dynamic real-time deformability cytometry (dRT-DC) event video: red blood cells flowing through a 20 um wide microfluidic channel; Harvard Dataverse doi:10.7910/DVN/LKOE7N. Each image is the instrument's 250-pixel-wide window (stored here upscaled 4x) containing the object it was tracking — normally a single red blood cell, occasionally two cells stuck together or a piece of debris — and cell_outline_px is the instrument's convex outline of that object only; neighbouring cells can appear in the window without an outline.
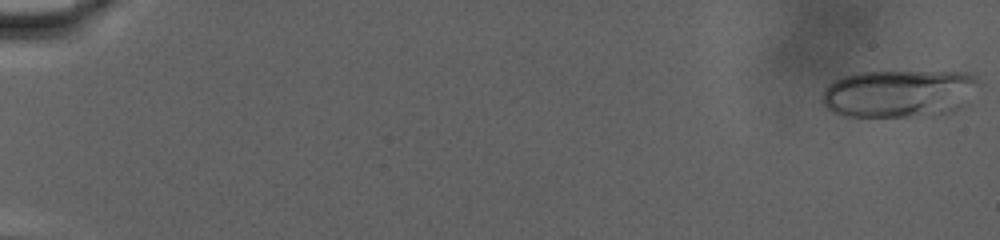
{"species": "human", "species_latin": "Homo sapiens", "temperature_condition": "warm", "stored_images_in_passage": 74, "camera_frame_rate_fps": 3000, "um_per_image_px": 0.085, "donor": {"sex": "male"}, "frame": {"image": 1, "passage_image": 1, "time_ms": 0.0, "image_size_px": [1000, 240], "cell_outline_px": [[976, 80], [964, 104], [960, 108], [952, 112], [908, 116], [844, 116], [832, 112], [820, 104], [824, 88], [828, 84], [844, 76], [860, 72], [964, 72], [976, 76]], "centroid_in_image_um": [76.3, 7.95], "position_along_channel_um": 8.7, "area_um2": 42.95}}
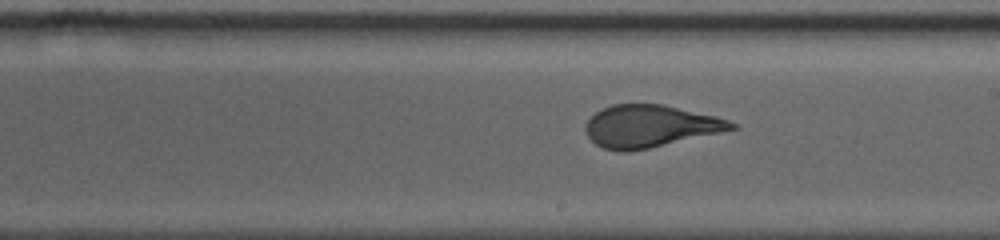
{"frame": {"image": 2, "passage_image": 45, "time_ms": 14.667, "image_size_px": [1000, 240], "cell_outline_px": [[740, 128], [648, 148], [624, 152], [620, 152], [604, 148], [596, 144], [588, 136], [584, 128], [588, 120], [596, 112], [612, 104], [660, 104], [716, 116], [728, 120], [736, 124]], "centroid_in_image_um": [55.25, 10.73], "position_along_channel_um": 233.7, "area_um2": 35.55}}
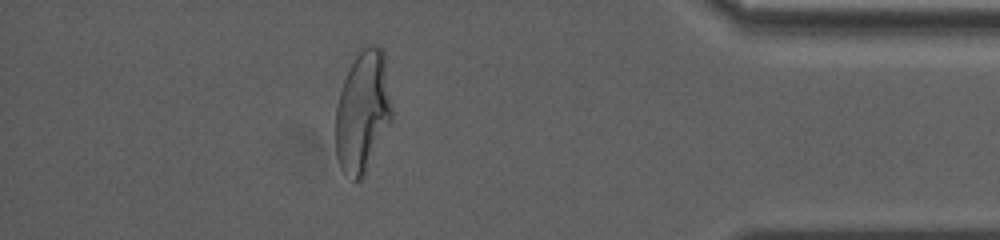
{"frame": {"image": 3, "passage_image": 66, "time_ms": 21.667, "image_size_px": [1000, 240], "cell_outline_px": [[392, 120], [364, 176], [360, 180], [352, 180], [340, 168], [336, 156], [336, 108], [340, 92], [344, 80], [356, 56], [368, 44], [376, 44], [384, 52], [392, 108]], "centroid_in_image_um": [30.84, 9.53], "position_along_channel_um": 404.4, "area_um2": 39.71}, "authors_computed_cell_mechanics": {"area_um2": 38.437, "velocity_mm_per_s": 2.8933, "shape_relaxation_time_tau1_ms": 9.324, "shape_relaxation_time_tau2_ms": null, "deformation_change_tau1": 0.271, "deformation_change_tau2": null}}